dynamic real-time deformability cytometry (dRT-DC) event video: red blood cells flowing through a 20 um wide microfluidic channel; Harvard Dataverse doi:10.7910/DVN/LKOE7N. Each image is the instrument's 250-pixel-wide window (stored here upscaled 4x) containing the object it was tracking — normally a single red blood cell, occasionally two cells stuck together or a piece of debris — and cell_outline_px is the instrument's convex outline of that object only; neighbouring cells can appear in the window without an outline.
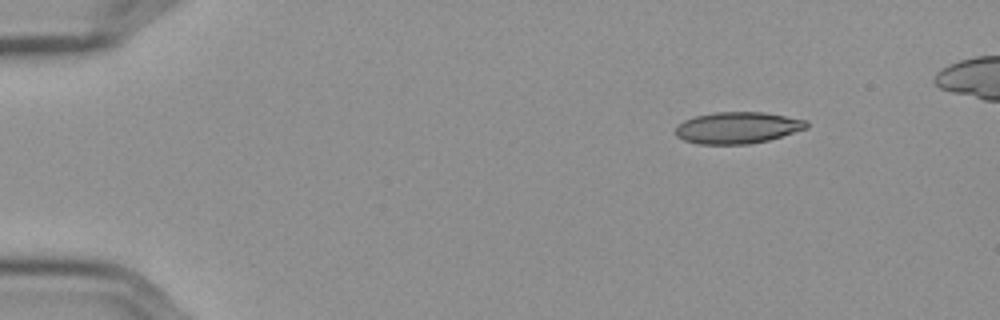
{"species": "Egyptian fruit bat (a non-hibernating species)", "species_latin": "Rousettus aegyptiacus", "temperature_condition": "cold", "stored_images_in_passage": 48, "camera_frame_rate_fps": 3000, "um_per_image_px": 0.085, "frame": {"image": 1, "passage_image": 1, "time_ms": 0.0, "image_size_px": [1000, 320], "cell_outline_px": [[808, 128], [768, 140], [748, 144], [700, 144], [684, 140], [676, 136], [676, 124], [684, 120], [696, 116], [716, 112], [764, 112], [808, 120]], "centroid_in_image_um": [62.69, 10.85], "position_along_channel_um": 22.3, "area_um2": 24.1}}
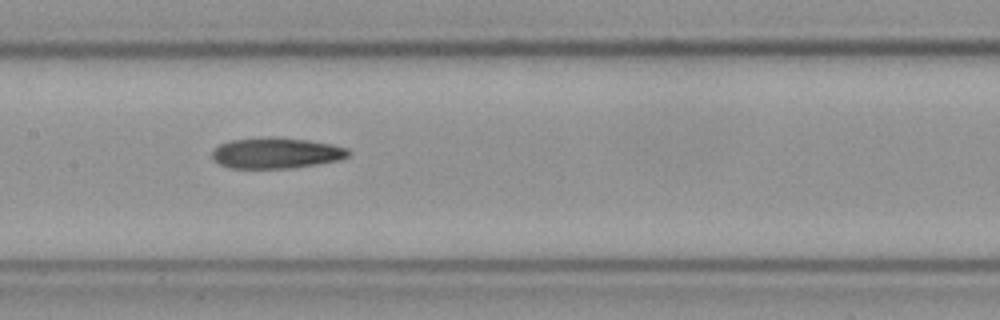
{"frame": {"image": 2, "passage_image": 22, "time_ms": 7.0, "image_size_px": [1000, 320], "cell_outline_px": [[352, 152], [348, 156], [340, 160], [292, 168], [228, 168], [212, 160], [212, 148], [220, 144], [232, 140], [268, 136], [308, 140], [332, 144], [348, 148]], "centroid_in_image_um": [23.46, 13.0], "position_along_channel_um": 183.9, "area_um2": 24.74}}
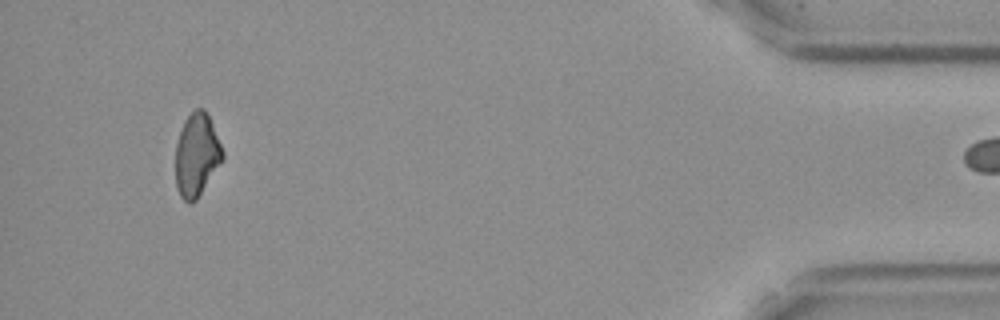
{"frame": {"image": 3, "passage_image": 47, "time_ms": 15.333, "image_size_px": [1000, 320], "cell_outline_px": [[224, 160], [196, 200], [192, 204], [188, 204], [180, 196], [176, 188], [176, 144], [184, 120], [196, 108], [204, 108], [212, 124], [224, 152]], "centroid_in_image_um": [16.72, 13.2], "position_along_channel_um": 418.5, "area_um2": 22.83}}